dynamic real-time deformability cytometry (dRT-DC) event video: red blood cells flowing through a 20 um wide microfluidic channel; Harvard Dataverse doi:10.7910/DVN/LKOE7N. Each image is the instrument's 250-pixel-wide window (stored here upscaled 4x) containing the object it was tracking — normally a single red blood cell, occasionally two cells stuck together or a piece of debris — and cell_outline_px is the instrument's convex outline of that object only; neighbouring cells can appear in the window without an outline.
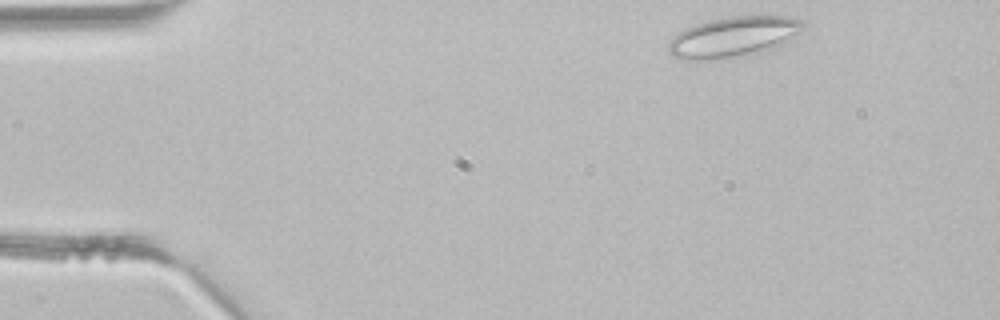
{"species": "common noctule bat (a hibernating species)", "species_latin": "Nyctalus noctula", "temperature_condition": "room temperature", "stored_images_in_passage": 38, "segment_of_instrument_passage": [1, 2], "camera_frame_rate_fps": 3000, "um_per_image_px": 0.085, "animal": {"sex": "male", "body_mass_g": 21.5, "forearm_length_mm": 52.0}, "frame": {"image": 1, "passage_image": 1, "time_ms": 0.0, "image_size_px": [1000, 320], "cell_outline_px": [[808, 24], [800, 32], [780, 48], [748, 56], [708, 60], [684, 60], [672, 56], [668, 52], [668, 44], [672, 36], [684, 28], [708, 20], [732, 16], [784, 16], [804, 20]], "centroid_in_image_um": [62.38, 3.16], "position_along_channel_um": 22.6, "area_um2": 32.71}}
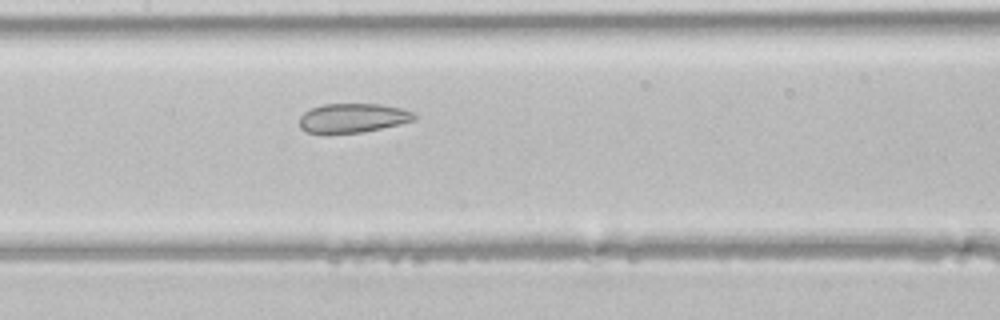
{"frame": {"image": 2, "passage_image": 16, "time_ms": 5.0, "image_size_px": [1000, 320], "cell_outline_px": [[416, 116], [412, 120], [400, 124], [360, 132], [304, 132], [300, 128], [300, 116], [304, 112], [312, 108], [324, 104], [380, 104], [400, 108], [416, 112]], "centroid_in_image_um": [29.99, 10.01], "position_along_channel_um": 177.4, "area_um2": 19.19}}
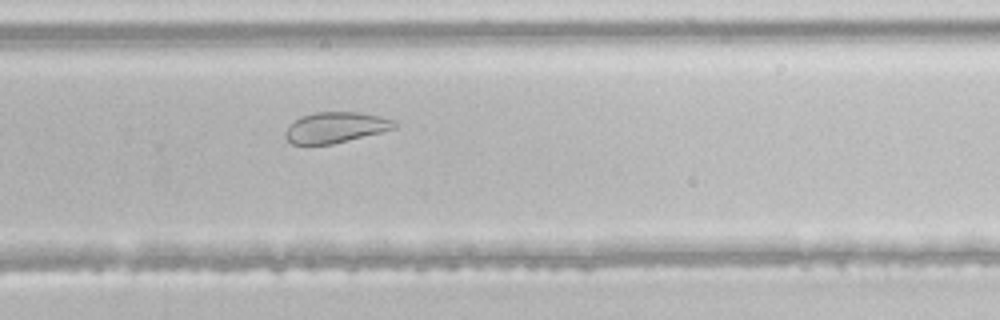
{"frame": {"image": 3, "passage_image": 24, "time_ms": 7.667, "image_size_px": [1000, 320], "cell_outline_px": [[396, 128], [332, 144], [292, 144], [284, 136], [284, 132], [288, 124], [300, 116], [316, 112], [360, 112], [380, 116], [396, 120]], "centroid_in_image_um": [28.49, 10.82], "position_along_channel_um": 301.3, "area_um2": 19.59}}